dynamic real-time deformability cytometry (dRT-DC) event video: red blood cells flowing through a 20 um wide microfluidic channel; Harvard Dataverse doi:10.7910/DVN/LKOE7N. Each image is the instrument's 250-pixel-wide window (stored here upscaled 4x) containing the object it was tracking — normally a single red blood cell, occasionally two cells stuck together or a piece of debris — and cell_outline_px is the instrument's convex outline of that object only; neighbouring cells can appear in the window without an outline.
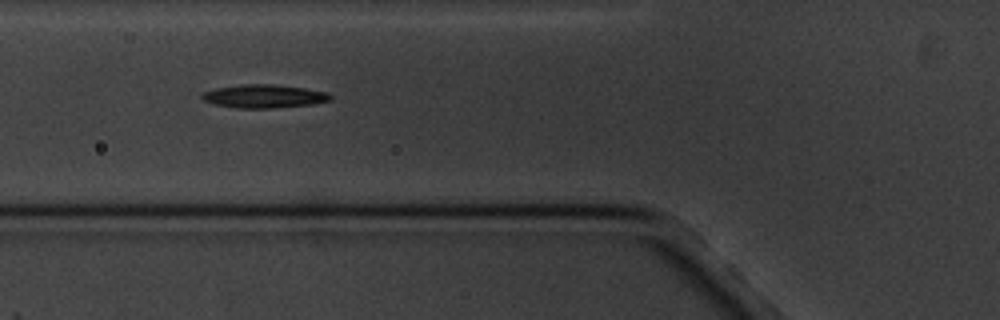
{"species": "common noctule bat (a hibernating species)", "species_latin": "Nyctalus noctula", "temperature_condition": "cold", "stored_images_in_passage": 7, "camera_frame_rate_fps": 3000, "um_per_image_px": 0.085, "animal": {"sex": "male", "body_mass_g": 20.1, "forearm_length_mm": 53.5}, "frame": {"image": 1, "passage_image": 6, "time_ms": 5.667, "image_size_px": [1000, 320], "cell_outline_px": [[332, 100], [308, 104], [272, 108], [236, 108], [216, 104], [204, 100], [200, 96], [204, 92], [216, 88], [240, 84], [272, 84], [304, 88], [328, 92], [332, 96]], "centroid_in_image_um": [22.44, 8.17], "position_along_channel_um": 103.4, "area_um2": 17.28}}
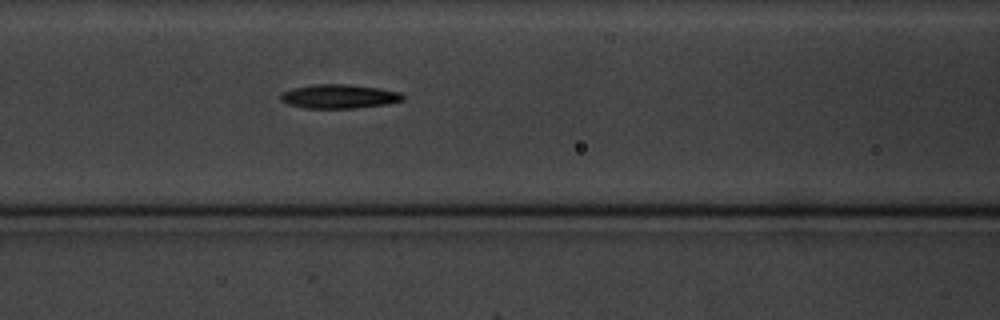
{"frame": {"image": 2, "passage_image": 7, "time_ms": 6.667, "image_size_px": [1000, 320], "cell_outline_px": [[404, 100], [384, 104], [352, 108], [304, 108], [288, 104], [280, 100], [280, 96], [284, 92], [292, 88], [312, 84], [348, 84], [376, 88], [400, 92], [404, 96]], "centroid_in_image_um": [28.78, 8.19], "position_along_channel_um": 137.8, "area_um2": 16.94}}